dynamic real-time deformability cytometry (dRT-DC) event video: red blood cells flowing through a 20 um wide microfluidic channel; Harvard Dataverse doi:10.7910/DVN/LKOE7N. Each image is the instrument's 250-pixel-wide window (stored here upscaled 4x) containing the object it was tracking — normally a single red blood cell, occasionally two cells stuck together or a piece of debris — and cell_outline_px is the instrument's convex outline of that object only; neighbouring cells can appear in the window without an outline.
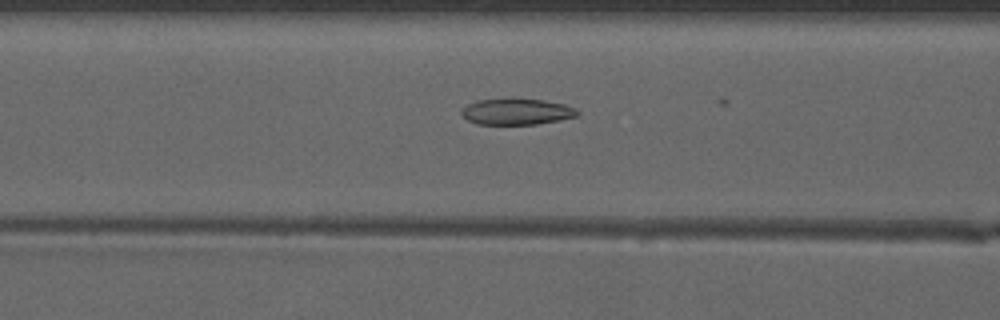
{"species": "common noctule bat (a hibernating species)", "species_latin": "Nyctalus noctula", "temperature_condition": "warm", "stored_images_in_passage": 14, "camera_frame_rate_fps": 3000, "um_per_image_px": 0.085, "animal": {"sex": "male", "forearm_length_mm": 52.5}, "frame": {"image": 1, "passage_image": 13, "time_ms": 4.0, "image_size_px": [1000, 320], "cell_outline_px": [[580, 112], [576, 116], [560, 120], [536, 124], [476, 124], [468, 120], [460, 112], [468, 104], [476, 100], [544, 100], [564, 104], [576, 108]], "centroid_in_image_um": [43.94, 9.51], "position_along_channel_um": 122.7, "area_um2": 17.22}}